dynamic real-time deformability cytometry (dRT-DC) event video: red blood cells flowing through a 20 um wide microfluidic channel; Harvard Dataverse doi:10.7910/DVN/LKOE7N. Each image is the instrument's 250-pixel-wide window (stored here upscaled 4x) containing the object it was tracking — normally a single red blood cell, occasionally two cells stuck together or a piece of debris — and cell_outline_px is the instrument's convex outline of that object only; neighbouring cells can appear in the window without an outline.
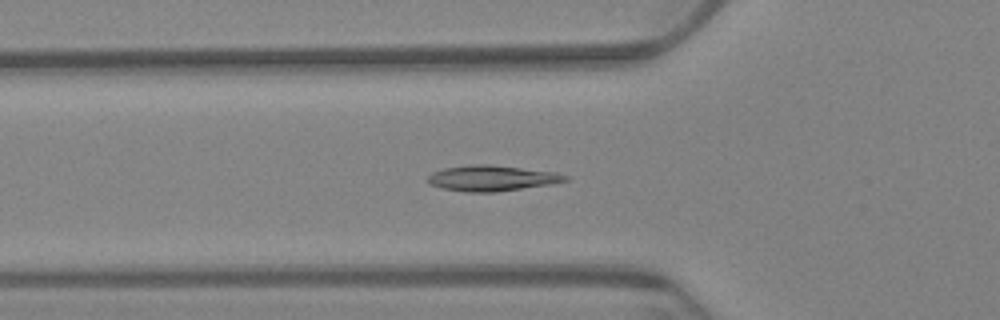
{"species": "Egyptian fruit bat (a non-hibernating species)", "species_latin": "Rousettus aegyptiacus", "temperature_condition": "warm", "stored_images_in_passage": 30, "camera_frame_rate_fps": 3000, "um_per_image_px": 0.085, "animal": {"sex": "female"}, "frame": {"image": 1, "passage_image": 4, "time_ms": 1.0, "image_size_px": [1000, 320], "cell_outline_px": [[568, 180], [552, 184], [496, 192], [464, 192], [440, 188], [428, 184], [424, 180], [432, 172], [444, 168], [472, 164], [488, 164], [556, 172], [568, 176]], "centroid_in_image_um": [41.75, 15.15], "position_along_channel_um": 84.1, "area_um2": 20.75}}
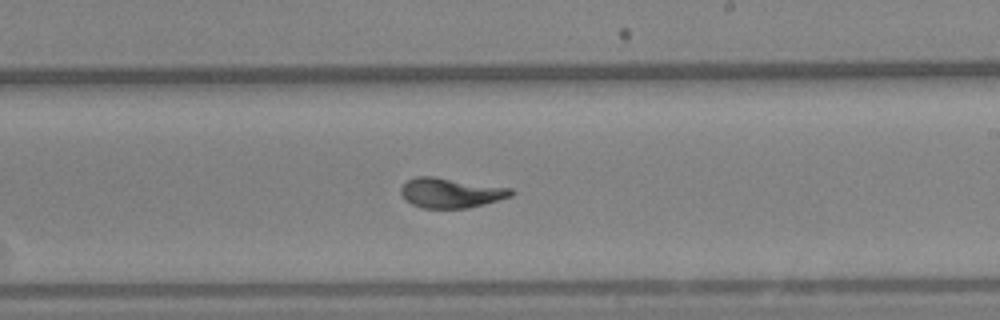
{"frame": {"image": 2, "passage_image": 19, "time_ms": 6.0, "image_size_px": [1000, 320], "cell_outline_px": [[516, 192], [512, 196], [484, 204], [468, 208], [424, 208], [412, 204], [404, 200], [400, 192], [400, 188], [408, 180], [416, 176], [432, 176], [512, 188]], "centroid_in_image_um": [38.32, 16.39], "position_along_channel_um": 250.7, "area_um2": 19.25}}
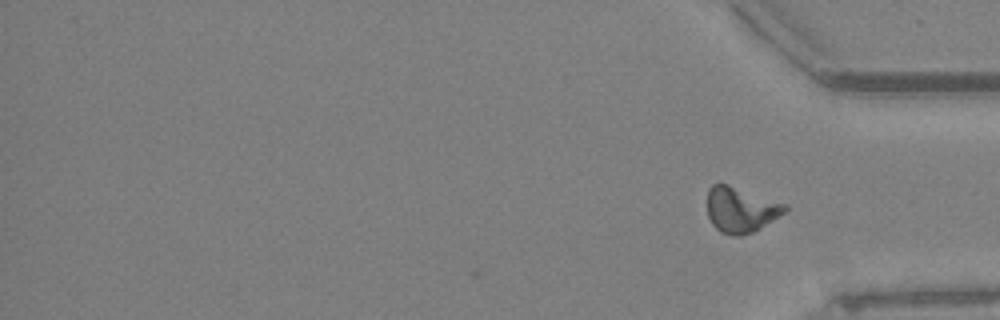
{"frame": {"image": 3, "passage_image": 30, "time_ms": 9.667, "image_size_px": [1000, 320], "cell_outline_px": [[788, 208], [784, 212], [760, 228], [752, 232], [740, 236], [732, 236], [720, 232], [712, 224], [708, 216], [708, 188], [712, 184], [728, 184], [788, 204]], "centroid_in_image_um": [62.95, 17.82], "position_along_channel_um": 372.2, "area_um2": 20.52}, "authors_computed_cell_mechanics": {"area_um2": 19.0451, "velocity_mm_per_s": 3.351, "shape_relaxation_time_tau1_ms": 6.2045, "shape_relaxation_time_tau2_ms": 1.365, "deformation_change_tau1": 0.1913, "deformation_change_tau2": 0.0648}}